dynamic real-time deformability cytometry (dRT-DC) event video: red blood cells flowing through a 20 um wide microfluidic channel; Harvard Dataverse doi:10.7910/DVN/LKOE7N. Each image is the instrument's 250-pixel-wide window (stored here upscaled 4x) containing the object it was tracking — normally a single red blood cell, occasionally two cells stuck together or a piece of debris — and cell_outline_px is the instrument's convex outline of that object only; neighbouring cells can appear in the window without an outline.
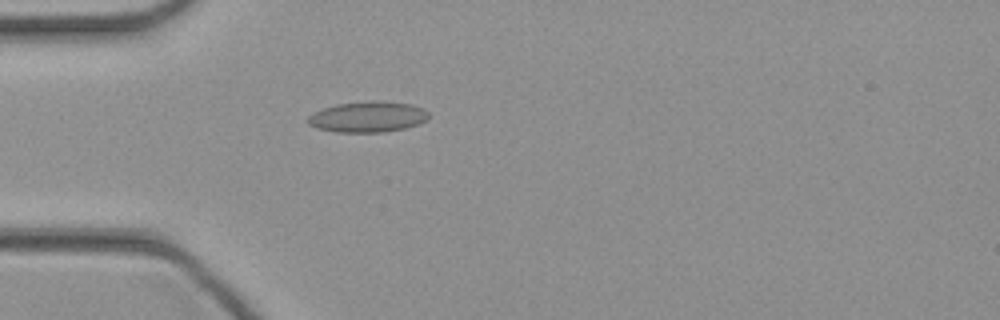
{"species": "common noctule bat (a hibernating species)", "species_latin": "Nyctalus noctula", "temperature_condition": "cold", "stored_images_in_passage": 28, "camera_frame_rate_fps": 3000, "um_per_image_px": 0.085, "animal": {"sex": "female", "body_mass_g": 21.9}, "frame": {"image": 1, "passage_image": 1, "time_ms": 0.0, "image_size_px": [1000, 320], "cell_outline_px": [[428, 116], [420, 124], [404, 128], [384, 132], [336, 132], [316, 128], [308, 124], [308, 116], [324, 108], [336, 104], [372, 100], [380, 100], [412, 104], [424, 108], [428, 112]], "centroid_in_image_um": [31.28, 9.92], "position_along_channel_um": 53.7, "area_um2": 21.73}}
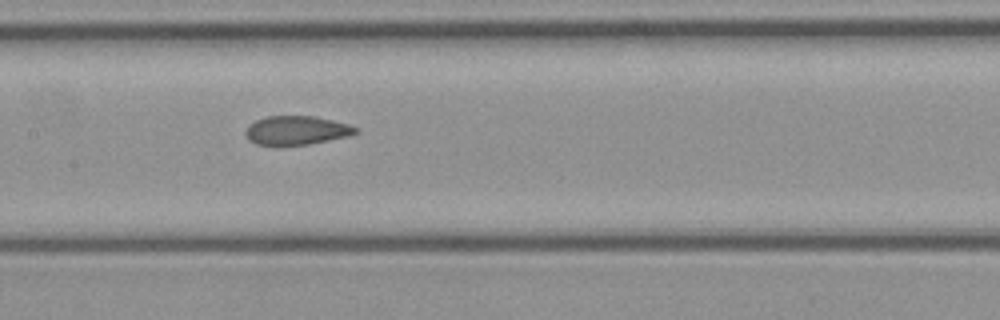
{"frame": {"image": 2, "passage_image": 10, "time_ms": 3.0, "image_size_px": [1000, 320], "cell_outline_px": [[356, 132], [348, 136], [308, 144], [280, 148], [276, 148], [256, 144], [248, 140], [244, 132], [248, 124], [256, 120], [268, 116], [312, 116], [332, 120], [348, 124], [356, 128]], "centroid_in_image_um": [25.09, 11.12], "position_along_channel_um": 182.3, "area_um2": 18.96}}
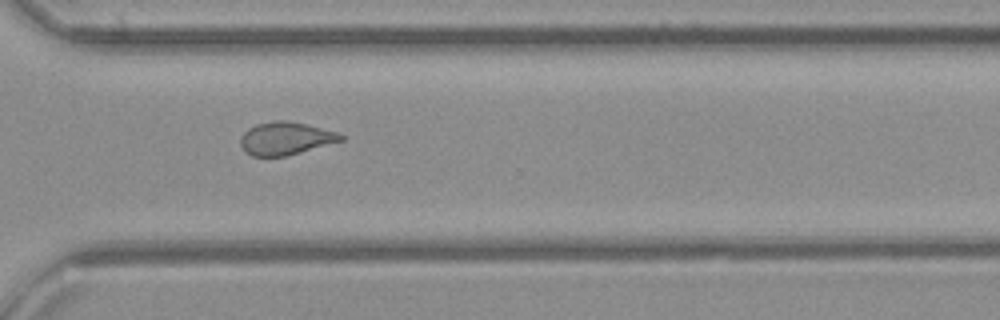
{"frame": {"image": 3, "passage_image": 21, "time_ms": 6.667, "image_size_px": [1000, 320], "cell_outline_px": [[344, 140], [300, 152], [284, 156], [252, 156], [244, 152], [240, 144], [240, 140], [244, 132], [248, 128], [256, 124], [276, 120], [288, 120], [308, 124], [336, 132], [344, 136]], "centroid_in_image_um": [24.25, 11.76], "position_along_channel_um": 346.3, "area_um2": 19.19}}